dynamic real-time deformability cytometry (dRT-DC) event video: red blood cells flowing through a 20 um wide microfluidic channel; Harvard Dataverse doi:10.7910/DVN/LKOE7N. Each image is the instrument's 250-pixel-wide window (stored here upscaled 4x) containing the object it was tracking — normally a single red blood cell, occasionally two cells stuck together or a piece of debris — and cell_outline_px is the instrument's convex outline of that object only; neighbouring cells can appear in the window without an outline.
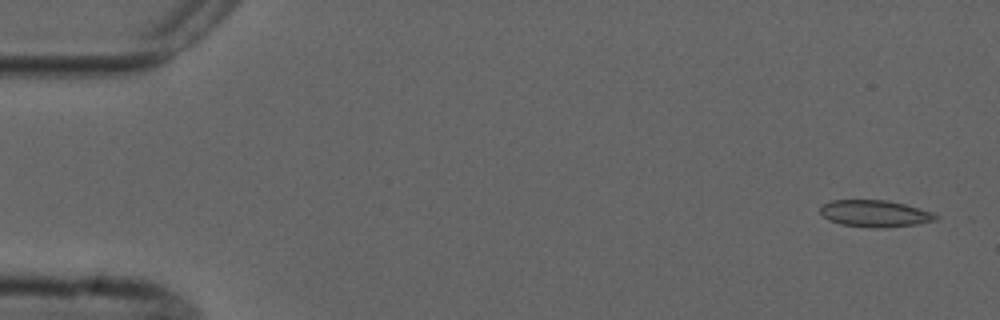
{"species": "common noctule bat (a hibernating species)", "species_latin": "Nyctalus noctula", "temperature_condition": "cold", "stored_images_in_passage": 6, "camera_frame_rate_fps": 3000, "um_per_image_px": 0.085, "animal": {"sex": "male", "forearm_length_mm": 52.5}, "frame": {"image": 1, "passage_image": 1, "time_ms": 0.0, "image_size_px": [1000, 320], "cell_outline_px": [[940, 216], [936, 220], [916, 224], [884, 228], [872, 228], [840, 224], [828, 220], [820, 212], [820, 208], [824, 204], [832, 200], [884, 200], [904, 204], [932, 212]], "centroid_in_image_um": [74.37, 18.16], "position_along_channel_um": 10.6, "area_um2": 17.98}}
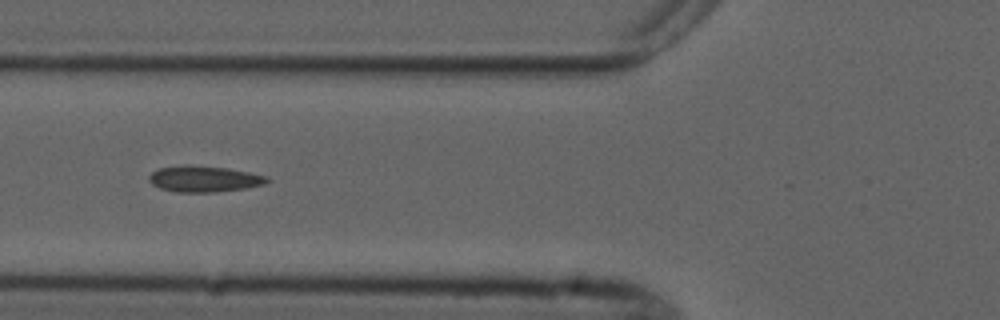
{"frame": {"image": 2, "passage_image": 6, "time_ms": 6.0, "image_size_px": [1000, 320], "cell_outline_px": [[272, 180], [264, 184], [244, 188], [212, 192], [176, 192], [160, 188], [152, 184], [148, 180], [148, 176], [152, 172], [160, 168], [184, 164], [228, 168], [248, 172], [264, 176]], "centroid_in_image_um": [17.31, 15.2], "position_along_channel_um": 108.5, "area_um2": 17.86}}